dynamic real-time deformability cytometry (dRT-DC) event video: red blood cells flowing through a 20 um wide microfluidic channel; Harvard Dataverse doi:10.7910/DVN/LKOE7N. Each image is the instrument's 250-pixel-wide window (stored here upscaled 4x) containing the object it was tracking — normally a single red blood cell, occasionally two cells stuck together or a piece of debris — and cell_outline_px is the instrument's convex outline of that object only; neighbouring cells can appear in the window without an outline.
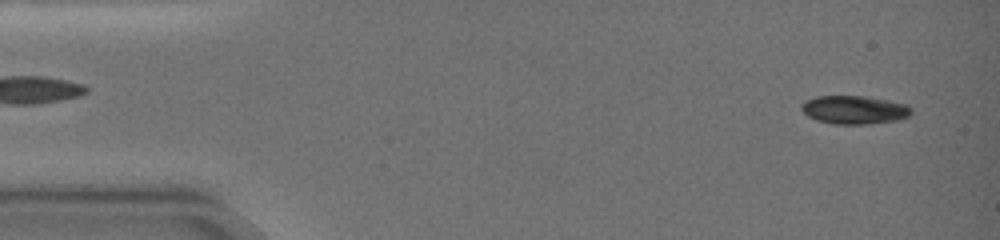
{"species": "common noctule bat (a hibernating species)", "species_latin": "Nyctalus noctula", "temperature_condition": "warm", "stored_images_in_passage": 34, "camera_frame_rate_fps": 3000, "um_per_image_px": 0.085, "animal": {"sex": "female", "body_mass_g": 19.0, "forearm_length_mm": 51.5}, "frame": {"image": 1, "passage_image": 1, "time_ms": 0.0, "image_size_px": [1000, 240], "cell_outline_px": [[912, 112], [908, 116], [896, 120], [868, 124], [832, 124], [816, 120], [808, 116], [800, 108], [800, 104], [804, 100], [816, 96], [864, 96], [888, 100], [904, 104], [912, 108]], "centroid_in_image_um": [72.57, 9.33], "position_along_channel_um": 12.4, "area_um2": 18.21}}
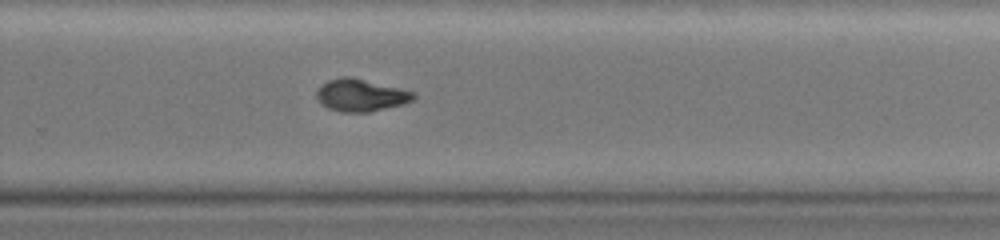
{"frame": {"image": 2, "passage_image": 23, "time_ms": 11.667, "image_size_px": [1000, 240], "cell_outline_px": [[416, 96], [412, 100], [404, 104], [368, 112], [340, 112], [328, 108], [320, 104], [316, 96], [316, 88], [328, 80], [344, 76], [352, 76], [416, 92]], "centroid_in_image_um": [30.65, 8.08], "position_along_channel_um": 299.2, "area_um2": 18.5}}
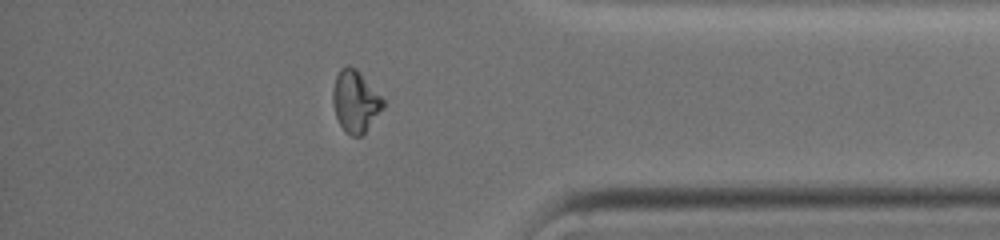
{"frame": {"image": 3, "passage_image": 29, "time_ms": 15.0, "image_size_px": [1000, 240], "cell_outline_px": [[384, 108], [364, 132], [360, 136], [352, 136], [344, 132], [336, 116], [332, 100], [332, 88], [336, 76], [340, 68], [348, 64], [356, 68], [384, 100]], "centroid_in_image_um": [30.18, 8.6], "position_along_channel_um": 405.0, "area_um2": 18.03}, "authors_computed_cell_mechanics": {"area_um2": 18.8717, "velocity_mm_per_s": 3.4574, "shape_relaxation_time_tau1_ms": 6.0818, "shape_relaxation_time_tau2_ms": 2.6714, "deformation_change_tau1": 0.2231, "deformation_change_tau2": 0.0552}}